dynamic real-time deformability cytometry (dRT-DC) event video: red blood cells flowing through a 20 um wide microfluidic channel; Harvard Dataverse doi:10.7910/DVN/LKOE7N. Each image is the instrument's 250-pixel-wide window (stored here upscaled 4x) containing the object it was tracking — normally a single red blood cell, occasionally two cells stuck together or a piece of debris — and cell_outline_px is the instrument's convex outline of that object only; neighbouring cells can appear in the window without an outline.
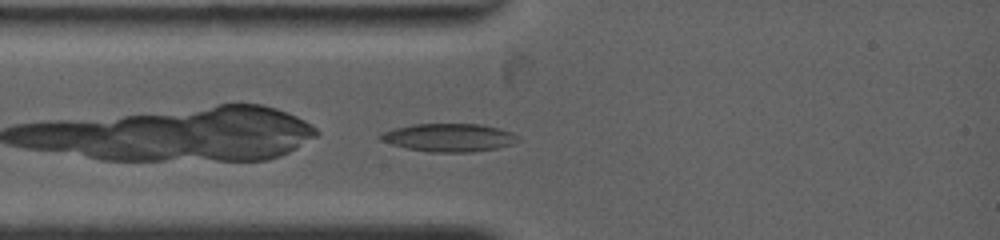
{"species": "common noctule bat (a hibernating species)", "species_latin": "Nyctalus noctula", "temperature_condition": "warm", "stored_images_in_passage": 50, "camera_frame_rate_fps": 4500, "um_per_image_px": 0.085, "animal": {"sex": "female", "body_mass_g": 19.0, "forearm_length_mm": 53.3}, "frame": {"image": 1, "passage_image": 3, "time_ms": 0.222, "image_size_px": [1000, 240], "cell_outline_px": [[520, 140], [512, 144], [496, 148], [472, 152], [432, 152], [408, 148], [392, 144], [380, 140], [376, 136], [392, 128], [412, 124], [480, 124], [500, 128], [512, 132]], "centroid_in_image_um": [38.15, 11.68], "position_along_channel_um": 46.9, "area_um2": 22.48}}
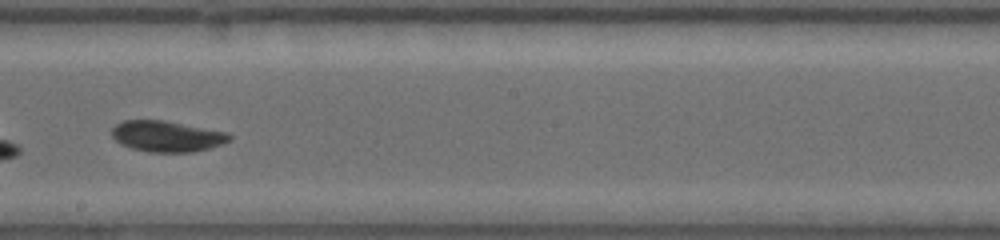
{"frame": {"image": 2, "passage_image": 29, "time_ms": 5.111, "image_size_px": [1000, 240], "cell_outline_px": [[232, 140], [208, 148], [192, 152], [148, 152], [132, 148], [120, 144], [112, 136], [112, 128], [116, 124], [124, 120], [164, 120], [228, 132], [232, 136]], "centroid_in_image_um": [14.19, 11.58], "position_along_channel_um": 234.0, "area_um2": 21.21}}
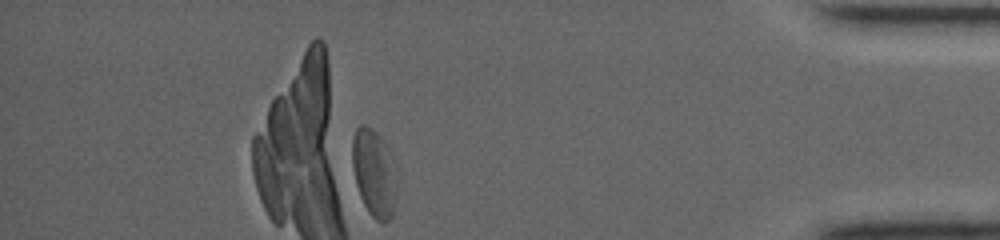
{"frame": {"image": 3, "passage_image": 48, "time_ms": 10.889, "image_size_px": [1000, 240], "cell_outline_px": [[396, 192], [392, 216], [384, 224], [376, 220], [368, 212], [360, 196], [356, 184], [352, 164], [352, 140], [356, 128], [360, 124], [364, 124], [372, 128], [376, 132], [388, 148], [396, 180]], "centroid_in_image_um": [31.77, 14.71], "position_along_channel_um": 403.4, "area_um2": 22.48}, "authors_computed_cell_mechanics": {"area_um2": 21.4438, "velocity_mm_per_s": 3.8288, "shape_relaxation_time_tau1_ms": 3.9856, "shape_relaxation_time_tau2_ms": 4.702, "deformation_change_tau1": 0.1262, "deformation_change_tau2": 0.0745}}